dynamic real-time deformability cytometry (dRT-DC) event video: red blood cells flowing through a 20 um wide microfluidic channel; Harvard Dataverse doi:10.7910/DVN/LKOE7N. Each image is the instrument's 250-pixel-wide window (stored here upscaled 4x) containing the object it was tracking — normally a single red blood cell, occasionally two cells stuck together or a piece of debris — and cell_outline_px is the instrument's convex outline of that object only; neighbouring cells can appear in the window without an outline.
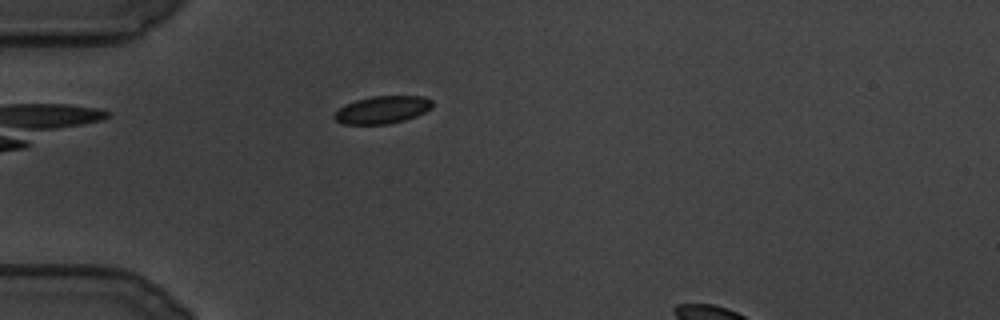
{"species": "common noctule bat (a hibernating species)", "species_latin": "Nyctalus noctula", "temperature_condition": "cold", "stored_images_in_passage": 71, "camera_frame_rate_fps": 3000, "um_per_image_px": 0.085, "animal": {"sex": "male", "body_mass_g": 19.5, "forearm_length_mm": 54.6}, "frame": {"image": 1, "passage_image": 7, "time_ms": 2.0, "image_size_px": [1000, 320], "cell_outline_px": [[432, 108], [416, 116], [404, 120], [388, 124], [340, 124], [332, 116], [340, 108], [356, 100], [372, 96], [424, 96], [432, 100]], "centroid_in_image_um": [32.51, 9.33], "position_along_channel_um": 52.5, "area_um2": 15.66}}
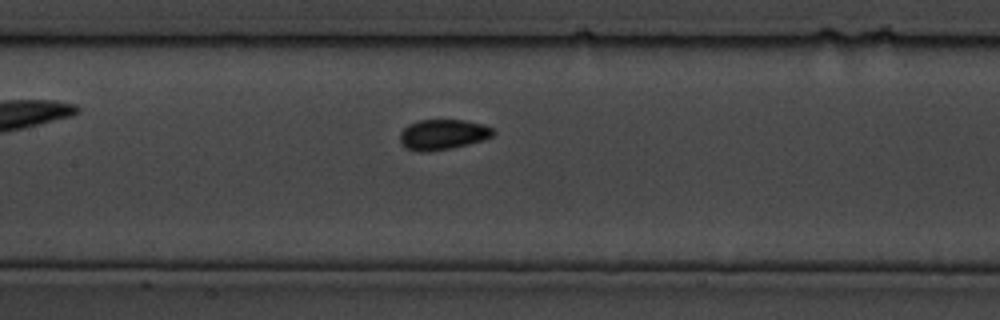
{"frame": {"image": 2, "passage_image": 29, "time_ms": 9.333, "image_size_px": [1000, 320], "cell_outline_px": [[496, 132], [492, 136], [484, 140], [452, 148], [428, 152], [420, 152], [408, 148], [400, 140], [400, 132], [408, 124], [420, 120], [464, 120], [484, 124], [492, 128]], "centroid_in_image_um": [37.67, 11.43], "position_along_channel_um": 169.7, "area_um2": 16.47}}
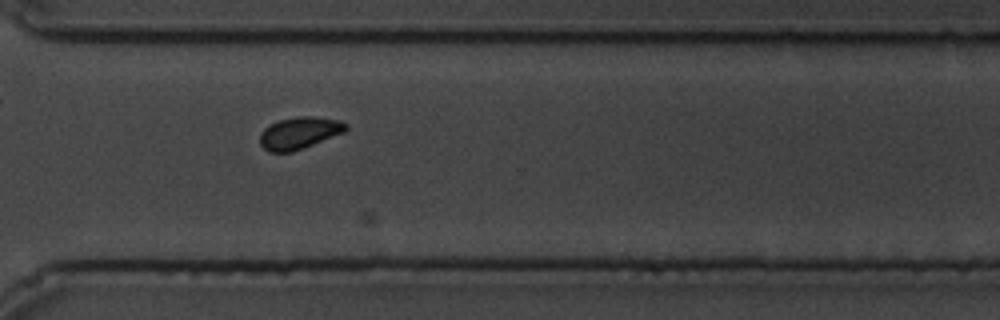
{"frame": {"image": 3, "passage_image": 59, "time_ms": 19.333, "image_size_px": [1000, 320], "cell_outline_px": [[348, 128], [344, 132], [304, 148], [292, 152], [268, 152], [260, 144], [260, 132], [264, 128], [280, 120], [300, 116], [312, 116], [340, 120], [348, 124]], "centroid_in_image_um": [25.45, 11.31], "position_along_channel_um": 345.1, "area_um2": 16.01}}